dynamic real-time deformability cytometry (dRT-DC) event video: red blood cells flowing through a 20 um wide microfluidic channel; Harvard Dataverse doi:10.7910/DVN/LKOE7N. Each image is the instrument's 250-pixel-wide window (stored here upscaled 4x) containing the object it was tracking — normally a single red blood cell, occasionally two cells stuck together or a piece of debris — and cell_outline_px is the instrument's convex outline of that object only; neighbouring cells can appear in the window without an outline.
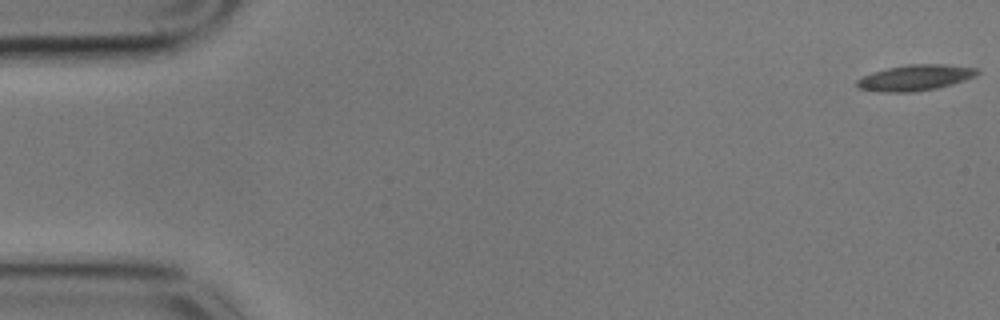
{"species": "common noctule bat (a hibernating species)", "species_latin": "Nyctalus noctula", "temperature_condition": "cold", "stored_images_in_passage": 57, "camera_frame_rate_fps": 3000, "um_per_image_px": 0.085, "animal": {"sex": "male", "body_mass_g": 17.9}, "frame": {"image": 1, "passage_image": 1, "time_ms": 0.0, "image_size_px": [1000, 320], "cell_outline_px": [[980, 72], [976, 76], [952, 84], [936, 88], [912, 92], [884, 92], [856, 88], [856, 80], [872, 72], [888, 68], [908, 64], [948, 64], [980, 68]], "centroid_in_image_um": [77.82, 6.59], "position_along_channel_um": 7.2, "area_um2": 18.21}}
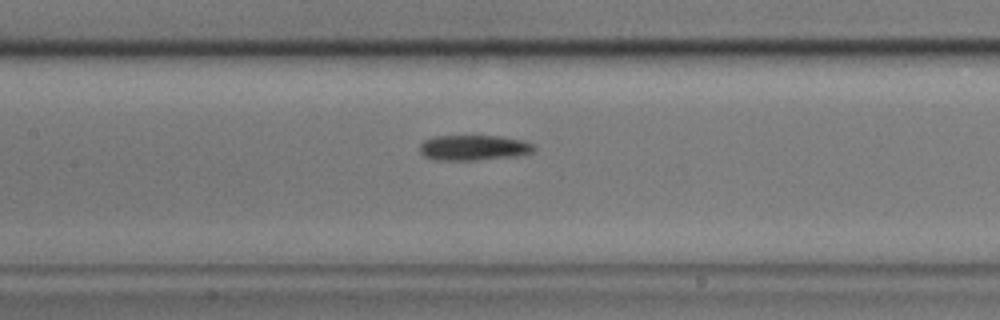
{"frame": {"image": 2, "passage_image": 26, "time_ms": 8.333, "image_size_px": [1000, 320], "cell_outline_px": [[536, 152], [524, 156], [476, 160], [432, 160], [424, 156], [420, 152], [420, 144], [424, 140], [432, 136], [500, 136], [524, 140], [536, 144]], "centroid_in_image_um": [40.35, 12.56], "position_along_channel_um": 167.0, "area_um2": 17.46}}
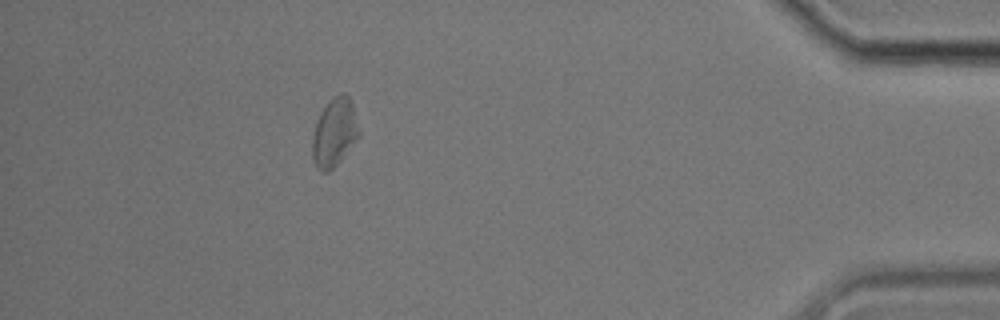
{"frame": {"image": 3, "passage_image": 51, "time_ms": 16.667, "image_size_px": [1000, 320], "cell_outline_px": [[360, 136], [340, 160], [328, 172], [320, 172], [316, 168], [312, 160], [312, 136], [316, 120], [320, 112], [328, 100], [340, 92], [348, 96], [352, 104], [360, 132]], "centroid_in_image_um": [28.39, 11.26], "position_along_channel_um": 406.8, "area_um2": 18.73}, "authors_computed_cell_mechanics": {"area_um2": 17.4556, "velocity_mm_per_s": 3.501, "shape_relaxation_time_tau1_ms": 10.599, "shape_relaxation_time_tau2_ms": null, "deformation_change_tau1": 0.1933, "deformation_change_tau2": null}}